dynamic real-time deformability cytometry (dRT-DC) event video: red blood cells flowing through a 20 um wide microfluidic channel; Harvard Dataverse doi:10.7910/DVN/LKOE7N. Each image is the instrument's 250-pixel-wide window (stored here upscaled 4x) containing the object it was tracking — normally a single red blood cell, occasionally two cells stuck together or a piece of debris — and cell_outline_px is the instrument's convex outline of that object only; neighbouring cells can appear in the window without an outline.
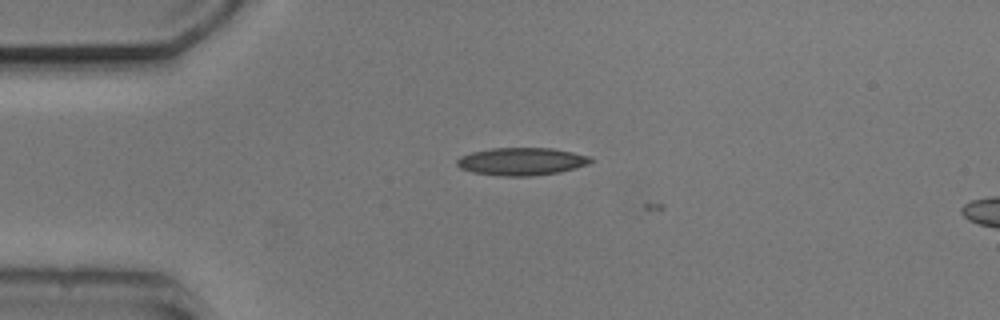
{"species": "common noctule bat (a hibernating species)", "species_latin": "Nyctalus noctula", "temperature_condition": "cold", "stored_images_in_passage": 4, "camera_frame_rate_fps": 3000, "um_per_image_px": 0.085, "animal": {"sex": "male", "body_mass_g": 20.5, "forearm_length_mm": 52.5}, "frame": {"image": 1, "passage_image": 3, "time_ms": 2.333, "image_size_px": [1000, 320], "cell_outline_px": [[592, 160], [588, 164], [560, 172], [532, 176], [500, 176], [472, 172], [460, 168], [456, 164], [456, 160], [460, 156], [472, 152], [492, 148], [552, 148], [572, 152], [588, 156]], "centroid_in_image_um": [44.29, 13.73], "position_along_channel_um": 40.7, "area_um2": 21.5}}